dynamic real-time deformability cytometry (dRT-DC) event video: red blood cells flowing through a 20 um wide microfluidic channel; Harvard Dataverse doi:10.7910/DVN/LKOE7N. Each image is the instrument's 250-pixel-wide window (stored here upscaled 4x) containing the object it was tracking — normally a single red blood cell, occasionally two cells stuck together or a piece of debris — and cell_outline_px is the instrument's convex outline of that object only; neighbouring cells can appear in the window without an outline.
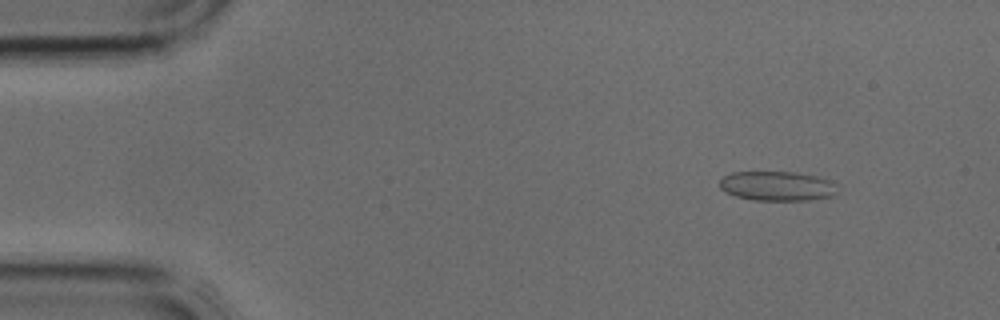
{"species": "common noctule bat (a hibernating species)", "species_latin": "Nyctalus noctula", "temperature_condition": "cold", "stored_images_in_passage": 4, "camera_frame_rate_fps": 3000, "um_per_image_px": 0.085, "animal": {"sex": "male", "body_mass_g": 17.9, "forearm_length_mm": 54.2}, "frame": {"image": 1, "passage_image": 2, "time_ms": 0.333, "image_size_px": [1000, 320], "cell_outline_px": [[836, 192], [832, 196], [808, 200], [752, 200], [736, 196], [720, 188], [720, 180], [724, 176], [732, 172], [796, 172], [816, 176], [828, 180], [836, 184]], "centroid_in_image_um": [66.06, 15.81], "position_along_channel_um": 18.9, "area_um2": 20.11}}
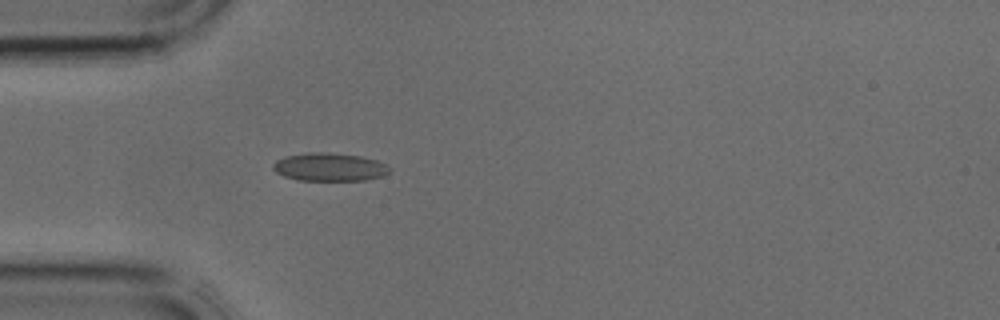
{"frame": {"image": 2, "passage_image": 4, "time_ms": 1.0, "image_size_px": [1000, 320], "cell_outline_px": [[392, 168], [384, 176], [364, 180], [296, 180], [284, 176], [276, 172], [272, 168], [272, 164], [276, 160], [284, 156], [308, 152], [328, 152], [360, 156], [376, 160]], "centroid_in_image_um": [27.98, 14.19], "position_along_channel_um": 57.0, "area_um2": 19.19}}